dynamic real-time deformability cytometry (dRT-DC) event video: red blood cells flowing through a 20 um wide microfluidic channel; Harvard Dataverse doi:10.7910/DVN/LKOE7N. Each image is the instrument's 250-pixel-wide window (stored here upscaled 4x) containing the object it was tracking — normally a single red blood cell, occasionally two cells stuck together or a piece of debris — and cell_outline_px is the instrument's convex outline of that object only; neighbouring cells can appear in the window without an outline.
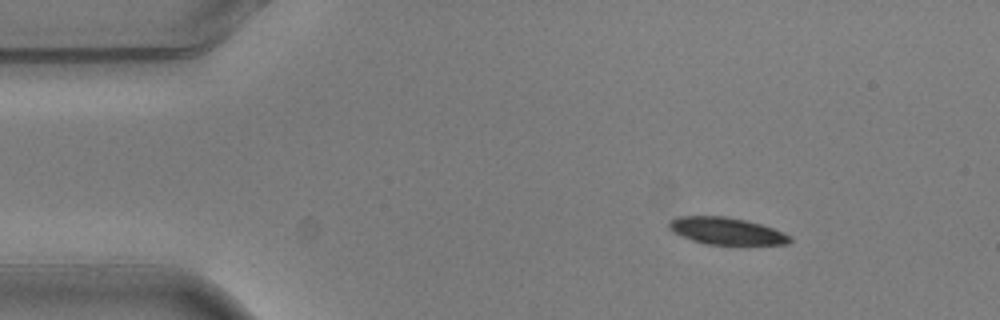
{"species": "common noctule bat (a hibernating species)", "species_latin": "Nyctalus noctula", "temperature_condition": "warm", "stored_images_in_passage": 3, "camera_frame_rate_fps": 3000, "um_per_image_px": 0.085, "animal": {"sex": "male", "body_mass_g": 20.5, "forearm_length_mm": 52.5}, "frame": {"image": 1, "passage_image": 1, "time_ms": 0.0, "image_size_px": [1000, 320], "cell_outline_px": [[792, 240], [788, 244], [708, 244], [692, 240], [672, 232], [668, 228], [668, 220], [676, 216], [724, 216], [744, 220], [760, 224], [784, 232], [792, 236]], "centroid_in_image_um": [61.71, 19.62], "position_along_channel_um": 23.3, "area_um2": 19.02}}